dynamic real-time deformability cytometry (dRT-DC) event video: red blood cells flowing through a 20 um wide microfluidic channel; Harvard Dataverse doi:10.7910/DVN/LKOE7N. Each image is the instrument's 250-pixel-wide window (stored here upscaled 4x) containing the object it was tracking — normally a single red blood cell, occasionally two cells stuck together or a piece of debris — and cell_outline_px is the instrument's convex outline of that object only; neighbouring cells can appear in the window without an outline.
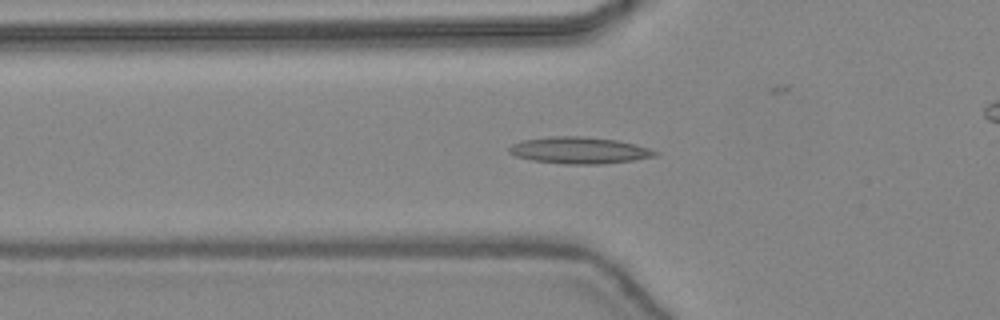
{"species": "common noctule bat (a hibernating species)", "species_latin": "Nyctalus noctula", "temperature_condition": "warm", "stored_images_in_passage": 37, "camera_frame_rate_fps": 3000, "um_per_image_px": 0.085, "animal": {"sex": "female", "body_mass_g": 24.6, "forearm_length_mm": 56.2}, "frame": {"image": 1, "passage_image": 16, "time_ms": 5.0, "image_size_px": [1000, 320], "cell_outline_px": [[660, 152], [656, 156], [632, 160], [604, 164], [564, 164], [532, 160], [516, 156], [508, 152], [508, 148], [512, 144], [524, 140], [548, 136], [584, 136], [616, 140], [636, 144]], "centroid_in_image_um": [49.24, 12.77], "position_along_channel_um": 76.6, "area_um2": 22.72}}
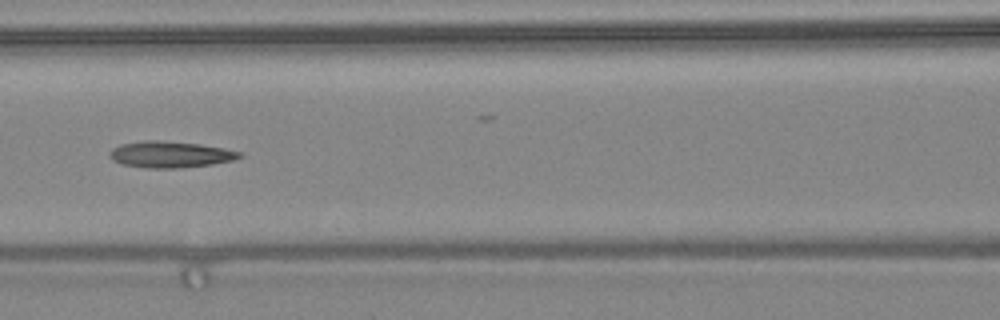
{"frame": {"image": 2, "passage_image": 21, "time_ms": 6.667, "image_size_px": [1000, 320], "cell_outline_px": [[244, 156], [232, 160], [212, 164], [180, 168], [148, 168], [124, 164], [112, 160], [108, 156], [108, 152], [112, 148], [120, 144], [144, 140], [156, 140], [200, 144], [224, 148], [240, 152]], "centroid_in_image_um": [14.44, 13.12], "position_along_channel_um": 152.2, "area_um2": 19.94}}
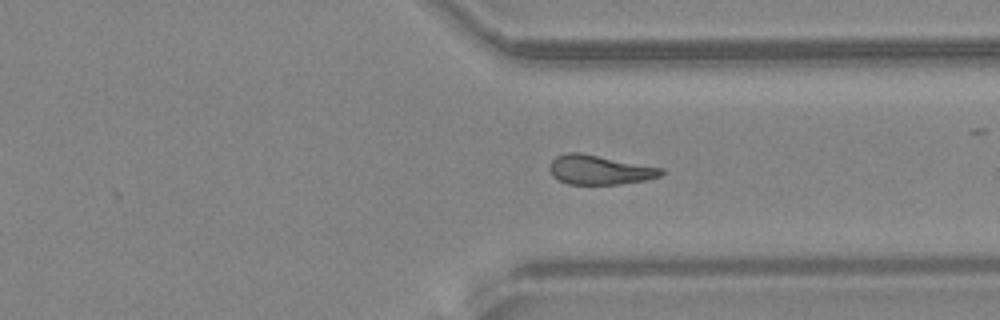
{"frame": {"image": 3, "passage_image": 35, "time_ms": 11.333, "image_size_px": [1000, 320], "cell_outline_px": [[664, 172], [660, 176], [644, 180], [620, 184], [568, 184], [552, 176], [548, 168], [552, 160], [556, 156], [564, 152], [580, 152], [664, 168]], "centroid_in_image_um": [50.94, 14.42], "position_along_channel_um": 360.5, "area_um2": 19.19}, "authors_computed_cell_mechanics": {"area_um2": 19.5942, "velocity_mm_per_s": 4.4824, "shape_relaxation_time_tau1_ms": null, "shape_relaxation_time_tau2_ms": 7.3611, "deformation_change_tau1": null, "deformation_change_tau2": 0.2055}}